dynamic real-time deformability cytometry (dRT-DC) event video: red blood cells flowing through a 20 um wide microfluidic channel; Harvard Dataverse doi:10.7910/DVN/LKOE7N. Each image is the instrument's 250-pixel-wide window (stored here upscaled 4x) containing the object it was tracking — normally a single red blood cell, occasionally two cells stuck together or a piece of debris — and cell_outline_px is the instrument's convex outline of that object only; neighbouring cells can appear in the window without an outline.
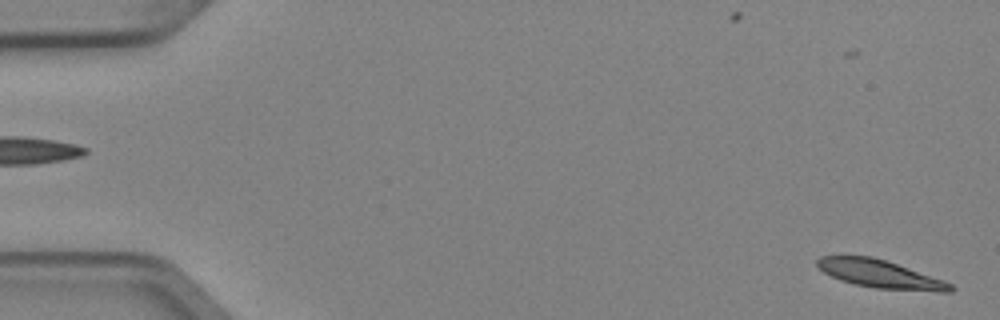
{"species": "Egyptian fruit bat (a non-hibernating species)", "species_latin": "Rousettus aegyptiacus", "temperature_condition": "cold", "stored_images_in_passage": 2, "segment_of_instrument_passage": [2, 2], "camera_frame_rate_fps": 3000, "um_per_image_px": 0.085, "animal": {"sex": "female"}, "frame": {"image": 1, "passage_image": 2, "time_ms": 0.333, "image_size_px": [1000, 320], "cell_outline_px": [[956, 288], [952, 292], [940, 292], [876, 288], [856, 284], [840, 280], [824, 272], [816, 264], [816, 260], [820, 256], [872, 256], [944, 280], [952, 284]], "centroid_in_image_um": [74.84, 23.3], "position_along_channel_um": 10.2, "area_um2": 21.5}}